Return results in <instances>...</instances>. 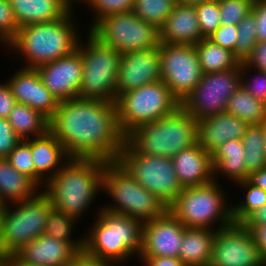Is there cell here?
<instances>
[{"label": "cell", "instance_id": "47", "mask_svg": "<svg viewBox=\"0 0 266 266\" xmlns=\"http://www.w3.org/2000/svg\"><path fill=\"white\" fill-rule=\"evenodd\" d=\"M252 12L256 20L257 41L266 42V2L254 0Z\"/></svg>", "mask_w": 266, "mask_h": 266}, {"label": "cell", "instance_id": "6", "mask_svg": "<svg viewBox=\"0 0 266 266\" xmlns=\"http://www.w3.org/2000/svg\"><path fill=\"white\" fill-rule=\"evenodd\" d=\"M230 192L226 185L216 181L186 187L168 206V211L185 227L219 230L234 223Z\"/></svg>", "mask_w": 266, "mask_h": 266}, {"label": "cell", "instance_id": "32", "mask_svg": "<svg viewBox=\"0 0 266 266\" xmlns=\"http://www.w3.org/2000/svg\"><path fill=\"white\" fill-rule=\"evenodd\" d=\"M195 51L203 74L227 71L238 67L241 62L234 52L203 38L195 45Z\"/></svg>", "mask_w": 266, "mask_h": 266}, {"label": "cell", "instance_id": "22", "mask_svg": "<svg viewBox=\"0 0 266 266\" xmlns=\"http://www.w3.org/2000/svg\"><path fill=\"white\" fill-rule=\"evenodd\" d=\"M173 167L182 188L203 186L214 181L211 154L198 143L172 157Z\"/></svg>", "mask_w": 266, "mask_h": 266}, {"label": "cell", "instance_id": "7", "mask_svg": "<svg viewBox=\"0 0 266 266\" xmlns=\"http://www.w3.org/2000/svg\"><path fill=\"white\" fill-rule=\"evenodd\" d=\"M102 209L142 221L163 215L168 207L141 186L118 162H107L102 176ZM109 200L107 201L106 199ZM106 204H105V203Z\"/></svg>", "mask_w": 266, "mask_h": 266}, {"label": "cell", "instance_id": "8", "mask_svg": "<svg viewBox=\"0 0 266 266\" xmlns=\"http://www.w3.org/2000/svg\"><path fill=\"white\" fill-rule=\"evenodd\" d=\"M82 82L79 98L116 102V81L121 53L101 42L87 30L79 39Z\"/></svg>", "mask_w": 266, "mask_h": 266}, {"label": "cell", "instance_id": "50", "mask_svg": "<svg viewBox=\"0 0 266 266\" xmlns=\"http://www.w3.org/2000/svg\"><path fill=\"white\" fill-rule=\"evenodd\" d=\"M67 266H113L106 262H101L88 257L84 253H79Z\"/></svg>", "mask_w": 266, "mask_h": 266}, {"label": "cell", "instance_id": "39", "mask_svg": "<svg viewBox=\"0 0 266 266\" xmlns=\"http://www.w3.org/2000/svg\"><path fill=\"white\" fill-rule=\"evenodd\" d=\"M254 0H218L221 25H237L251 11Z\"/></svg>", "mask_w": 266, "mask_h": 266}, {"label": "cell", "instance_id": "16", "mask_svg": "<svg viewBox=\"0 0 266 266\" xmlns=\"http://www.w3.org/2000/svg\"><path fill=\"white\" fill-rule=\"evenodd\" d=\"M160 80L162 78L159 46L149 50L122 53L116 81V99L123 93Z\"/></svg>", "mask_w": 266, "mask_h": 266}, {"label": "cell", "instance_id": "25", "mask_svg": "<svg viewBox=\"0 0 266 266\" xmlns=\"http://www.w3.org/2000/svg\"><path fill=\"white\" fill-rule=\"evenodd\" d=\"M211 157L214 181L227 185L230 190L232 185L247 179L242 139L226 141L211 153Z\"/></svg>", "mask_w": 266, "mask_h": 266}, {"label": "cell", "instance_id": "41", "mask_svg": "<svg viewBox=\"0 0 266 266\" xmlns=\"http://www.w3.org/2000/svg\"><path fill=\"white\" fill-rule=\"evenodd\" d=\"M6 159L12 167L34 182V163L30 151V139L21 140Z\"/></svg>", "mask_w": 266, "mask_h": 266}, {"label": "cell", "instance_id": "24", "mask_svg": "<svg viewBox=\"0 0 266 266\" xmlns=\"http://www.w3.org/2000/svg\"><path fill=\"white\" fill-rule=\"evenodd\" d=\"M247 124L238 117L219 113L197 121L198 144L210 154L229 140L242 139Z\"/></svg>", "mask_w": 266, "mask_h": 266}, {"label": "cell", "instance_id": "43", "mask_svg": "<svg viewBox=\"0 0 266 266\" xmlns=\"http://www.w3.org/2000/svg\"><path fill=\"white\" fill-rule=\"evenodd\" d=\"M238 28L237 25H220L212 34L207 38L214 44L221 46L222 48L228 49L234 52L235 55V44L238 39Z\"/></svg>", "mask_w": 266, "mask_h": 266}, {"label": "cell", "instance_id": "10", "mask_svg": "<svg viewBox=\"0 0 266 266\" xmlns=\"http://www.w3.org/2000/svg\"><path fill=\"white\" fill-rule=\"evenodd\" d=\"M115 103L118 123L125 136L134 128L168 116L181 107L162 80L123 93Z\"/></svg>", "mask_w": 266, "mask_h": 266}, {"label": "cell", "instance_id": "14", "mask_svg": "<svg viewBox=\"0 0 266 266\" xmlns=\"http://www.w3.org/2000/svg\"><path fill=\"white\" fill-rule=\"evenodd\" d=\"M158 46L162 81L182 103L203 75L195 45L159 43Z\"/></svg>", "mask_w": 266, "mask_h": 266}, {"label": "cell", "instance_id": "31", "mask_svg": "<svg viewBox=\"0 0 266 266\" xmlns=\"http://www.w3.org/2000/svg\"><path fill=\"white\" fill-rule=\"evenodd\" d=\"M81 224L82 223L74 216L51 207L43 234L70 243L79 253H83L84 234L81 232L77 233L78 227H80Z\"/></svg>", "mask_w": 266, "mask_h": 266}, {"label": "cell", "instance_id": "45", "mask_svg": "<svg viewBox=\"0 0 266 266\" xmlns=\"http://www.w3.org/2000/svg\"><path fill=\"white\" fill-rule=\"evenodd\" d=\"M244 63L252 69L266 72V42L257 41L252 53L246 58Z\"/></svg>", "mask_w": 266, "mask_h": 266}, {"label": "cell", "instance_id": "28", "mask_svg": "<svg viewBox=\"0 0 266 266\" xmlns=\"http://www.w3.org/2000/svg\"><path fill=\"white\" fill-rule=\"evenodd\" d=\"M41 189L17 171L6 158H0V198L5 205L34 197Z\"/></svg>", "mask_w": 266, "mask_h": 266}, {"label": "cell", "instance_id": "27", "mask_svg": "<svg viewBox=\"0 0 266 266\" xmlns=\"http://www.w3.org/2000/svg\"><path fill=\"white\" fill-rule=\"evenodd\" d=\"M217 230L185 227L179 259L186 266H209Z\"/></svg>", "mask_w": 266, "mask_h": 266}, {"label": "cell", "instance_id": "57", "mask_svg": "<svg viewBox=\"0 0 266 266\" xmlns=\"http://www.w3.org/2000/svg\"><path fill=\"white\" fill-rule=\"evenodd\" d=\"M264 122H266V103H265V110H264Z\"/></svg>", "mask_w": 266, "mask_h": 266}, {"label": "cell", "instance_id": "33", "mask_svg": "<svg viewBox=\"0 0 266 266\" xmlns=\"http://www.w3.org/2000/svg\"><path fill=\"white\" fill-rule=\"evenodd\" d=\"M265 103L255 99L242 86L230 97L226 105L227 113H230L247 125L264 123Z\"/></svg>", "mask_w": 266, "mask_h": 266}, {"label": "cell", "instance_id": "38", "mask_svg": "<svg viewBox=\"0 0 266 266\" xmlns=\"http://www.w3.org/2000/svg\"><path fill=\"white\" fill-rule=\"evenodd\" d=\"M201 34L207 38L221 25L218 0H209L195 4Z\"/></svg>", "mask_w": 266, "mask_h": 266}, {"label": "cell", "instance_id": "29", "mask_svg": "<svg viewBox=\"0 0 266 266\" xmlns=\"http://www.w3.org/2000/svg\"><path fill=\"white\" fill-rule=\"evenodd\" d=\"M7 120L22 140L40 137L49 131V119L25 104L17 103Z\"/></svg>", "mask_w": 266, "mask_h": 266}, {"label": "cell", "instance_id": "44", "mask_svg": "<svg viewBox=\"0 0 266 266\" xmlns=\"http://www.w3.org/2000/svg\"><path fill=\"white\" fill-rule=\"evenodd\" d=\"M22 139L5 118H0V158H6Z\"/></svg>", "mask_w": 266, "mask_h": 266}, {"label": "cell", "instance_id": "21", "mask_svg": "<svg viewBox=\"0 0 266 266\" xmlns=\"http://www.w3.org/2000/svg\"><path fill=\"white\" fill-rule=\"evenodd\" d=\"M30 151L34 163V183L41 190L71 159L50 131L40 137L30 138Z\"/></svg>", "mask_w": 266, "mask_h": 266}, {"label": "cell", "instance_id": "34", "mask_svg": "<svg viewBox=\"0 0 266 266\" xmlns=\"http://www.w3.org/2000/svg\"><path fill=\"white\" fill-rule=\"evenodd\" d=\"M263 124L247 125L242 137L245 148L247 179L256 171L266 167V141Z\"/></svg>", "mask_w": 266, "mask_h": 266}, {"label": "cell", "instance_id": "13", "mask_svg": "<svg viewBox=\"0 0 266 266\" xmlns=\"http://www.w3.org/2000/svg\"><path fill=\"white\" fill-rule=\"evenodd\" d=\"M241 87L240 65L227 71L203 74L181 107L195 120L223 113L235 91Z\"/></svg>", "mask_w": 266, "mask_h": 266}, {"label": "cell", "instance_id": "46", "mask_svg": "<svg viewBox=\"0 0 266 266\" xmlns=\"http://www.w3.org/2000/svg\"><path fill=\"white\" fill-rule=\"evenodd\" d=\"M16 104L11 87L4 78H0V118L7 119Z\"/></svg>", "mask_w": 266, "mask_h": 266}, {"label": "cell", "instance_id": "35", "mask_svg": "<svg viewBox=\"0 0 266 266\" xmlns=\"http://www.w3.org/2000/svg\"><path fill=\"white\" fill-rule=\"evenodd\" d=\"M133 4L134 0H78L76 7L78 10L87 9L85 12H89L87 14H90V20L85 22L88 23L85 24V28L90 30L100 19L108 15L132 11Z\"/></svg>", "mask_w": 266, "mask_h": 266}, {"label": "cell", "instance_id": "4", "mask_svg": "<svg viewBox=\"0 0 266 266\" xmlns=\"http://www.w3.org/2000/svg\"><path fill=\"white\" fill-rule=\"evenodd\" d=\"M91 220L87 221L89 226L84 223L87 229L81 230L85 255L113 266H128L138 259L142 248V221L103 209Z\"/></svg>", "mask_w": 266, "mask_h": 266}, {"label": "cell", "instance_id": "54", "mask_svg": "<svg viewBox=\"0 0 266 266\" xmlns=\"http://www.w3.org/2000/svg\"><path fill=\"white\" fill-rule=\"evenodd\" d=\"M4 210H5V206L3 208H0V238H1V234H2Z\"/></svg>", "mask_w": 266, "mask_h": 266}, {"label": "cell", "instance_id": "48", "mask_svg": "<svg viewBox=\"0 0 266 266\" xmlns=\"http://www.w3.org/2000/svg\"><path fill=\"white\" fill-rule=\"evenodd\" d=\"M137 263L139 266H186L179 258L162 256L138 257Z\"/></svg>", "mask_w": 266, "mask_h": 266}, {"label": "cell", "instance_id": "20", "mask_svg": "<svg viewBox=\"0 0 266 266\" xmlns=\"http://www.w3.org/2000/svg\"><path fill=\"white\" fill-rule=\"evenodd\" d=\"M78 254L70 243L42 234L21 246L9 259L16 266H67Z\"/></svg>", "mask_w": 266, "mask_h": 266}, {"label": "cell", "instance_id": "26", "mask_svg": "<svg viewBox=\"0 0 266 266\" xmlns=\"http://www.w3.org/2000/svg\"><path fill=\"white\" fill-rule=\"evenodd\" d=\"M19 27L63 18L75 5L73 0H9Z\"/></svg>", "mask_w": 266, "mask_h": 266}, {"label": "cell", "instance_id": "18", "mask_svg": "<svg viewBox=\"0 0 266 266\" xmlns=\"http://www.w3.org/2000/svg\"><path fill=\"white\" fill-rule=\"evenodd\" d=\"M185 226L168 210L158 218L143 223L142 248L138 257L179 258Z\"/></svg>", "mask_w": 266, "mask_h": 266}, {"label": "cell", "instance_id": "3", "mask_svg": "<svg viewBox=\"0 0 266 266\" xmlns=\"http://www.w3.org/2000/svg\"><path fill=\"white\" fill-rule=\"evenodd\" d=\"M106 163L100 159L71 158L45 184L42 191L49 197L52 207L84 223V218L88 220L92 214L90 218L93 219L102 209L100 204L103 196L100 193Z\"/></svg>", "mask_w": 266, "mask_h": 266}, {"label": "cell", "instance_id": "11", "mask_svg": "<svg viewBox=\"0 0 266 266\" xmlns=\"http://www.w3.org/2000/svg\"><path fill=\"white\" fill-rule=\"evenodd\" d=\"M145 189L168 207L183 190L172 158L137 154L126 142L117 160Z\"/></svg>", "mask_w": 266, "mask_h": 266}, {"label": "cell", "instance_id": "56", "mask_svg": "<svg viewBox=\"0 0 266 266\" xmlns=\"http://www.w3.org/2000/svg\"><path fill=\"white\" fill-rule=\"evenodd\" d=\"M263 127H264L265 139H266V122L263 123ZM265 145H266V143H265Z\"/></svg>", "mask_w": 266, "mask_h": 266}, {"label": "cell", "instance_id": "52", "mask_svg": "<svg viewBox=\"0 0 266 266\" xmlns=\"http://www.w3.org/2000/svg\"><path fill=\"white\" fill-rule=\"evenodd\" d=\"M248 180L257 187H260L266 191V167L259 171L253 172Z\"/></svg>", "mask_w": 266, "mask_h": 266}, {"label": "cell", "instance_id": "49", "mask_svg": "<svg viewBox=\"0 0 266 266\" xmlns=\"http://www.w3.org/2000/svg\"><path fill=\"white\" fill-rule=\"evenodd\" d=\"M246 229H249L254 242L259 248L262 258L266 264V223L261 225H243Z\"/></svg>", "mask_w": 266, "mask_h": 266}, {"label": "cell", "instance_id": "15", "mask_svg": "<svg viewBox=\"0 0 266 266\" xmlns=\"http://www.w3.org/2000/svg\"><path fill=\"white\" fill-rule=\"evenodd\" d=\"M209 266H266L249 229L233 223L217 230Z\"/></svg>", "mask_w": 266, "mask_h": 266}, {"label": "cell", "instance_id": "30", "mask_svg": "<svg viewBox=\"0 0 266 266\" xmlns=\"http://www.w3.org/2000/svg\"><path fill=\"white\" fill-rule=\"evenodd\" d=\"M232 187V218L234 223L241 224L251 213L266 204V191L255 186L248 179L238 182ZM234 189L235 194L233 193ZM234 195L238 196L236 197L238 200Z\"/></svg>", "mask_w": 266, "mask_h": 266}, {"label": "cell", "instance_id": "2", "mask_svg": "<svg viewBox=\"0 0 266 266\" xmlns=\"http://www.w3.org/2000/svg\"><path fill=\"white\" fill-rule=\"evenodd\" d=\"M77 10L75 5L59 20L20 27L16 37L3 49L4 53L12 54L14 62L20 61L16 62L21 63L20 67L34 69L73 53L87 30L83 12Z\"/></svg>", "mask_w": 266, "mask_h": 266}, {"label": "cell", "instance_id": "17", "mask_svg": "<svg viewBox=\"0 0 266 266\" xmlns=\"http://www.w3.org/2000/svg\"><path fill=\"white\" fill-rule=\"evenodd\" d=\"M36 70L45 87L58 102L79 97L83 65L78 49L53 62L38 66Z\"/></svg>", "mask_w": 266, "mask_h": 266}, {"label": "cell", "instance_id": "42", "mask_svg": "<svg viewBox=\"0 0 266 266\" xmlns=\"http://www.w3.org/2000/svg\"><path fill=\"white\" fill-rule=\"evenodd\" d=\"M19 25L9 0H0V48L3 49L16 37Z\"/></svg>", "mask_w": 266, "mask_h": 266}, {"label": "cell", "instance_id": "55", "mask_svg": "<svg viewBox=\"0 0 266 266\" xmlns=\"http://www.w3.org/2000/svg\"><path fill=\"white\" fill-rule=\"evenodd\" d=\"M0 266H10V259L0 257Z\"/></svg>", "mask_w": 266, "mask_h": 266}, {"label": "cell", "instance_id": "23", "mask_svg": "<svg viewBox=\"0 0 266 266\" xmlns=\"http://www.w3.org/2000/svg\"><path fill=\"white\" fill-rule=\"evenodd\" d=\"M203 38L195 5L191 4L177 2L159 28V43L196 45Z\"/></svg>", "mask_w": 266, "mask_h": 266}, {"label": "cell", "instance_id": "12", "mask_svg": "<svg viewBox=\"0 0 266 266\" xmlns=\"http://www.w3.org/2000/svg\"><path fill=\"white\" fill-rule=\"evenodd\" d=\"M89 31L121 54L149 50L159 45V29L132 11L108 15Z\"/></svg>", "mask_w": 266, "mask_h": 266}, {"label": "cell", "instance_id": "58", "mask_svg": "<svg viewBox=\"0 0 266 266\" xmlns=\"http://www.w3.org/2000/svg\"><path fill=\"white\" fill-rule=\"evenodd\" d=\"M5 206V204L3 203V201L0 198V208H3Z\"/></svg>", "mask_w": 266, "mask_h": 266}, {"label": "cell", "instance_id": "19", "mask_svg": "<svg viewBox=\"0 0 266 266\" xmlns=\"http://www.w3.org/2000/svg\"><path fill=\"white\" fill-rule=\"evenodd\" d=\"M8 76H4L11 87L17 103L25 104L38 110L50 119L57 110L58 100L45 87L38 71L34 68H23L19 65ZM18 67V68H17ZM7 77V79L5 78Z\"/></svg>", "mask_w": 266, "mask_h": 266}, {"label": "cell", "instance_id": "37", "mask_svg": "<svg viewBox=\"0 0 266 266\" xmlns=\"http://www.w3.org/2000/svg\"><path fill=\"white\" fill-rule=\"evenodd\" d=\"M238 39L235 44V56L240 62H244L252 53L257 43L256 20L251 11L240 23L237 24Z\"/></svg>", "mask_w": 266, "mask_h": 266}, {"label": "cell", "instance_id": "5", "mask_svg": "<svg viewBox=\"0 0 266 266\" xmlns=\"http://www.w3.org/2000/svg\"><path fill=\"white\" fill-rule=\"evenodd\" d=\"M125 142L137 154L172 158L198 143L197 120L179 107L168 116L134 128Z\"/></svg>", "mask_w": 266, "mask_h": 266}, {"label": "cell", "instance_id": "51", "mask_svg": "<svg viewBox=\"0 0 266 266\" xmlns=\"http://www.w3.org/2000/svg\"><path fill=\"white\" fill-rule=\"evenodd\" d=\"M266 223V204L251 213L241 224L261 225Z\"/></svg>", "mask_w": 266, "mask_h": 266}, {"label": "cell", "instance_id": "36", "mask_svg": "<svg viewBox=\"0 0 266 266\" xmlns=\"http://www.w3.org/2000/svg\"><path fill=\"white\" fill-rule=\"evenodd\" d=\"M176 0H134L132 12L159 29L172 13Z\"/></svg>", "mask_w": 266, "mask_h": 266}, {"label": "cell", "instance_id": "59", "mask_svg": "<svg viewBox=\"0 0 266 266\" xmlns=\"http://www.w3.org/2000/svg\"><path fill=\"white\" fill-rule=\"evenodd\" d=\"M10 266H16V265L10 260Z\"/></svg>", "mask_w": 266, "mask_h": 266}, {"label": "cell", "instance_id": "53", "mask_svg": "<svg viewBox=\"0 0 266 266\" xmlns=\"http://www.w3.org/2000/svg\"><path fill=\"white\" fill-rule=\"evenodd\" d=\"M204 1H209V0H179V3L195 5L197 3H201Z\"/></svg>", "mask_w": 266, "mask_h": 266}, {"label": "cell", "instance_id": "1", "mask_svg": "<svg viewBox=\"0 0 266 266\" xmlns=\"http://www.w3.org/2000/svg\"><path fill=\"white\" fill-rule=\"evenodd\" d=\"M49 131L70 158L117 161L125 145L115 102L79 97L60 101Z\"/></svg>", "mask_w": 266, "mask_h": 266}, {"label": "cell", "instance_id": "40", "mask_svg": "<svg viewBox=\"0 0 266 266\" xmlns=\"http://www.w3.org/2000/svg\"><path fill=\"white\" fill-rule=\"evenodd\" d=\"M241 86L255 99L266 103V72L248 67L244 62L240 64Z\"/></svg>", "mask_w": 266, "mask_h": 266}, {"label": "cell", "instance_id": "9", "mask_svg": "<svg viewBox=\"0 0 266 266\" xmlns=\"http://www.w3.org/2000/svg\"><path fill=\"white\" fill-rule=\"evenodd\" d=\"M51 207L49 197L42 190L25 201L5 205L0 257L9 258L21 246L41 236Z\"/></svg>", "mask_w": 266, "mask_h": 266}]
</instances>
